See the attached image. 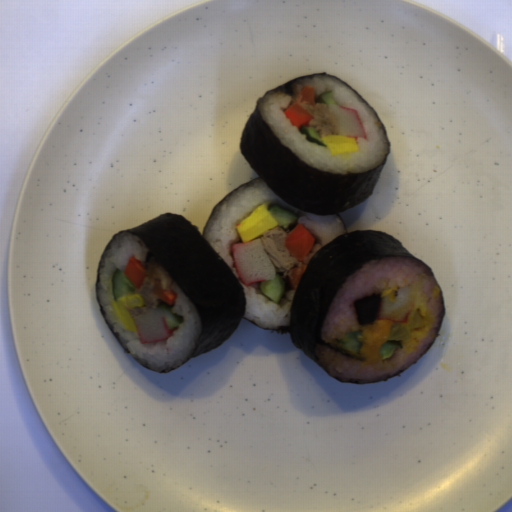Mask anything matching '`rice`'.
Wrapping results in <instances>:
<instances>
[{"label": "rice", "mask_w": 512, "mask_h": 512, "mask_svg": "<svg viewBox=\"0 0 512 512\" xmlns=\"http://www.w3.org/2000/svg\"><path fill=\"white\" fill-rule=\"evenodd\" d=\"M413 283L417 285V297L408 322L418 312L428 324L412 332L408 341H400L402 349H395L388 360L380 357L377 362L366 363L360 352L351 354L337 345L346 332L360 330L352 301L377 293L387 296ZM442 315L443 297L426 264L403 257L373 259L338 288L324 320L323 340L348 356L318 343L317 358L326 372L341 381L371 383L387 379L405 371L429 350L440 329Z\"/></svg>", "instance_id": "obj_1"}, {"label": "rice", "mask_w": 512, "mask_h": 512, "mask_svg": "<svg viewBox=\"0 0 512 512\" xmlns=\"http://www.w3.org/2000/svg\"><path fill=\"white\" fill-rule=\"evenodd\" d=\"M283 207L295 215V220L288 228H282L286 235L298 224L305 227L314 238V245L303 261L297 266L305 265L322 247L346 234L343 222L336 215H313L299 210L275 196L259 178L230 193L214 210L204 232L203 238L229 265L239 280L245 295L246 309L242 318L264 329H279L289 326L290 312L295 296L288 273L283 279L284 292L278 303L272 301L262 291V280L245 285L236 270L232 246L243 243L236 226L248 218L259 206Z\"/></svg>", "instance_id": "obj_2"}, {"label": "rice", "mask_w": 512, "mask_h": 512, "mask_svg": "<svg viewBox=\"0 0 512 512\" xmlns=\"http://www.w3.org/2000/svg\"><path fill=\"white\" fill-rule=\"evenodd\" d=\"M304 85H311L316 99L332 91L337 105L355 109L366 132V139H355L359 150L332 155L327 146L314 145L306 135L288 121L284 115L288 107L297 102V94ZM293 95L283 91H272L260 99L259 113L277 140L297 159L314 170L335 175L363 174L382 164L389 151V141L374 112L361 96L344 83L331 76L315 75L298 80L292 86Z\"/></svg>", "instance_id": "obj_3"}, {"label": "rice", "mask_w": 512, "mask_h": 512, "mask_svg": "<svg viewBox=\"0 0 512 512\" xmlns=\"http://www.w3.org/2000/svg\"><path fill=\"white\" fill-rule=\"evenodd\" d=\"M148 252L142 240L132 233L123 232L115 237L99 265L97 295L108 325L128 354L141 365L164 373L180 367L192 357L200 339L202 323L191 300L159 260L153 257L148 264L158 263L170 278L169 290L175 292L176 297L173 304L168 306L173 313L183 317V322L168 339L145 344L141 343L137 331L126 329L114 308L116 299L112 286L113 275L117 268L124 274L131 256L146 268Z\"/></svg>", "instance_id": "obj_4"}]
</instances>
